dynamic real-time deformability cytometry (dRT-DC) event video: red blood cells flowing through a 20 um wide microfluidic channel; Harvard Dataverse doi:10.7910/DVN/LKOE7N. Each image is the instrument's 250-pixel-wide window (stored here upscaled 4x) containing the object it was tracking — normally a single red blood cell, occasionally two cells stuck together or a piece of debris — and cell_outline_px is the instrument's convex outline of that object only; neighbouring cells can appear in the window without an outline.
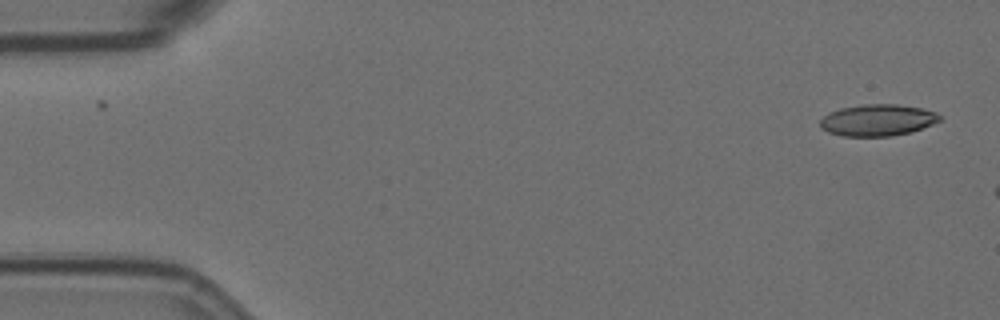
{"species": "Egyptian fruit bat (a non-hibernating species)", "species_latin": "Rousettus aegyptiacus", "temperature_condition": "room temperature", "stored_images_in_passage": 7, "camera_frame_rate_fps": 3000, "um_per_image_px": 0.085, "animal": {"sex": "female"}, "frame": {"image": 1, "passage_image": 1, "time_ms": 0.0, "image_size_px": [1000, 320], "cell_outline_px": [[940, 120], [932, 124], [912, 132], [892, 136], [844, 136], [828, 132], [820, 128], [820, 120], [828, 112], [840, 108], [868, 104], [896, 104], [920, 108], [936, 112], [940, 116]], "centroid_in_image_um": [74.57, 10.21], "position_along_channel_um": 10.4, "area_um2": 21.96}}